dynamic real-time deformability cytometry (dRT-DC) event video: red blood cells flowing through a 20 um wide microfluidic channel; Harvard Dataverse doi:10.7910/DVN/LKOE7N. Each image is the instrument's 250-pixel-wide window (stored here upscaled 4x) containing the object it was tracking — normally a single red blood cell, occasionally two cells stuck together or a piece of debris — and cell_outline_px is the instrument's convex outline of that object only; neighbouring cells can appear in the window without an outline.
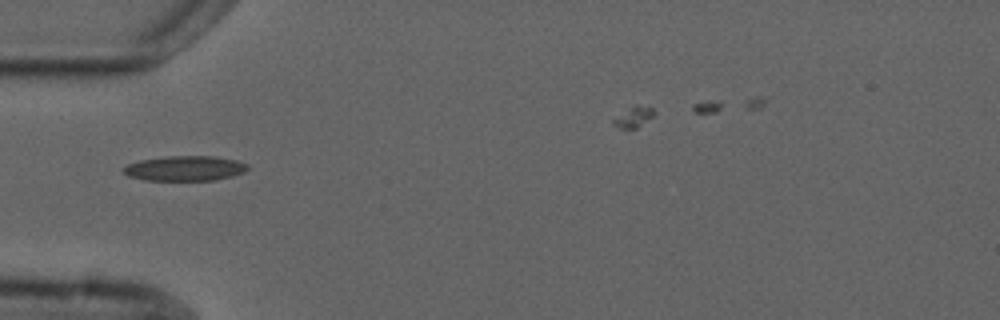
{"species": "common noctule bat (a hibernating species)", "species_latin": "Nyctalus noctula", "temperature_condition": "cold", "stored_images_in_passage": 7, "camera_frame_rate_fps": 3000, "um_per_image_px": 0.085, "animal": {"sex": "male", "forearm_length_mm": 52.5}, "frame": {"image": 1, "passage_image": 3, "time_ms": 2.667, "image_size_px": [1000, 320], "cell_outline_px": [[248, 168], [244, 172], [232, 176], [212, 180], [144, 180], [128, 176], [124, 172], [124, 168], [128, 164], [140, 160], [168, 156], [216, 156], [236, 160], [248, 164]], "centroid_in_image_um": [15.73, 14.3], "position_along_channel_um": 69.3, "area_um2": 17.98}}
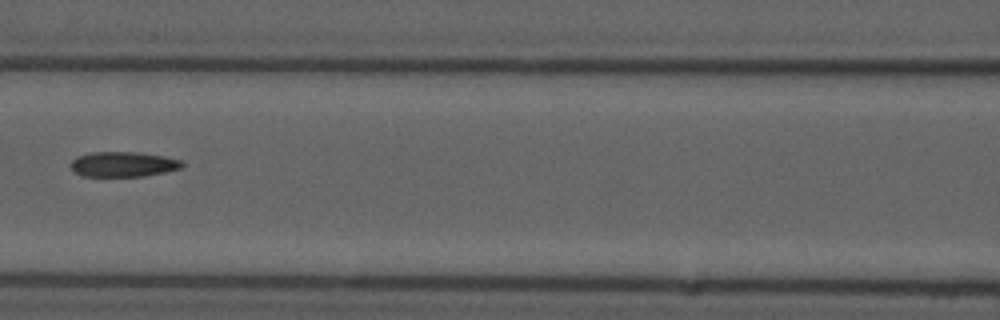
{"frame": {"image": 2, "passage_image": 5, "time_ms": 5.0, "image_size_px": [1000, 320], "cell_outline_px": [[184, 168], [144, 176], [84, 176], [72, 172], [68, 164], [76, 156], [88, 152], [136, 152], [164, 156], [180, 160], [184, 164]], "centroid_in_image_um": [10.42, 13.96], "position_along_channel_um": 156.2, "area_um2": 16.53}}
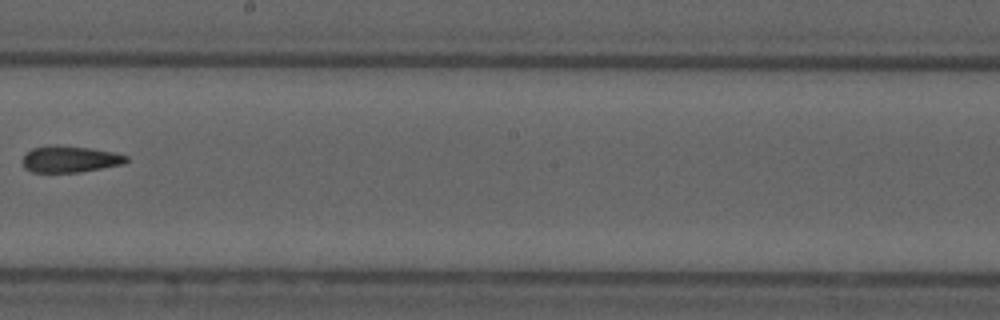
{"frame": {"image": 3, "passage_image": 7, "time_ms": 7.333, "image_size_px": [1000, 320], "cell_outline_px": [[128, 160], [124, 164], [80, 172], [32, 172], [24, 168], [20, 160], [32, 148], [88, 148], [116, 152], [128, 156]], "centroid_in_image_um": [5.99, 13.58], "position_along_channel_um": 242.2, "area_um2": 15.37}}